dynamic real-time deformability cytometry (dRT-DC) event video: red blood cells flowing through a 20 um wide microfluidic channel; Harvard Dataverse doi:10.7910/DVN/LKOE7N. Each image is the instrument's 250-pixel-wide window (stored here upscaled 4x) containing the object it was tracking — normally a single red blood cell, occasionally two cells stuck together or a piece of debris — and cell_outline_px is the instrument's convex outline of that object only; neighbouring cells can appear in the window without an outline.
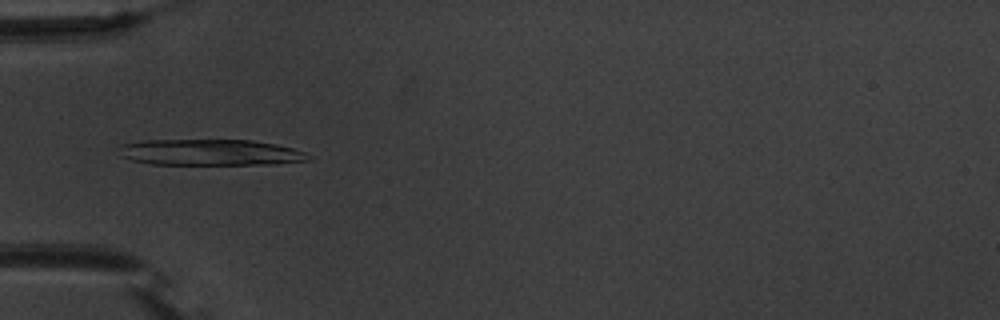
{"species": "common noctule bat (a hibernating species)", "species_latin": "Nyctalus noctula", "temperature_condition": "warm", "stored_images_in_passage": 53, "camera_frame_rate_fps": 3000, "um_per_image_px": 0.085, "animal": {"sex": "male", "body_mass_g": 20.1, "forearm_length_mm": 53.5}, "frame": {"image": 1, "passage_image": 17, "time_ms": 5.333, "image_size_px": [1000, 320], "cell_outline_px": [[312, 160], [268, 164], [148, 164], [132, 160], [120, 156], [116, 148], [120, 144], [144, 140], [252, 140], [276, 144], [292, 148], [304, 152], [312, 156]], "centroid_in_image_um": [17.82, 12.95], "position_along_channel_um": 67.2, "area_um2": 29.02}}
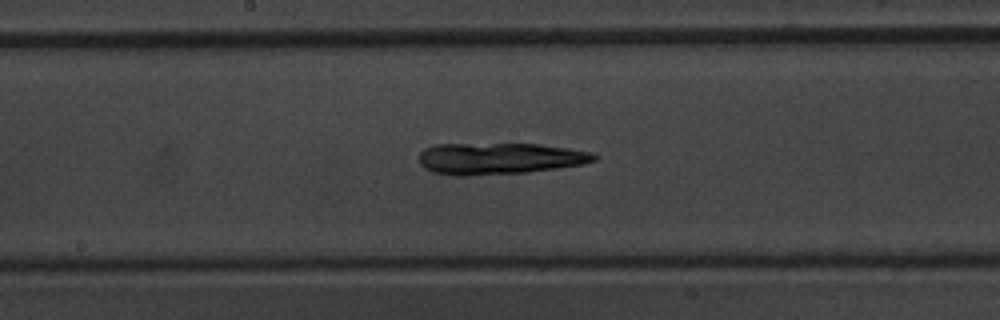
{"frame": {"image": 2, "passage_image": 28, "time_ms": 9.0, "image_size_px": [1000, 320], "cell_outline_px": [[600, 156], [596, 160], [584, 164], [560, 168], [524, 172], [468, 176], [456, 176], [432, 172], [424, 168], [420, 164], [420, 152], [424, 148], [436, 144], [540, 144], [568, 148], [592, 152]], "centroid_in_image_um": [42.47, 13.47], "position_along_channel_um": 205.7, "area_um2": 32.43}}
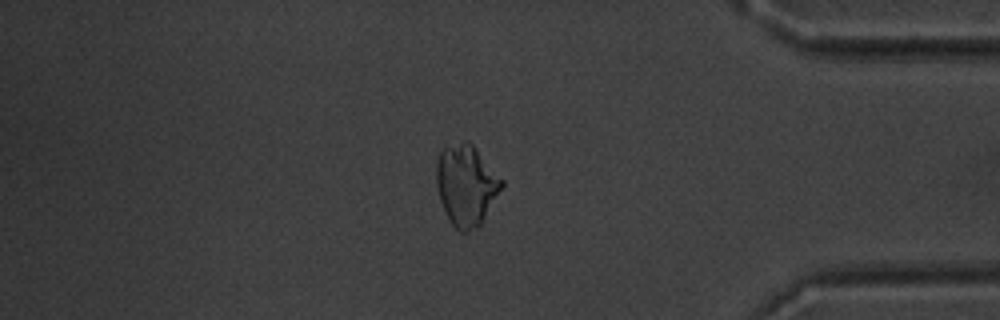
{"frame": {"image": 3, "passage_image": 45, "time_ms": 14.667, "image_size_px": [1000, 320], "cell_outline_px": [[504, 184], [480, 224], [468, 232], [460, 232], [452, 224], [440, 200], [436, 184], [436, 160], [440, 152], [444, 148], [464, 140], [468, 140], [476, 148], [504, 180]], "centroid_in_image_um": [39.62, 15.7], "position_along_channel_um": 395.6, "area_um2": 30.46}}